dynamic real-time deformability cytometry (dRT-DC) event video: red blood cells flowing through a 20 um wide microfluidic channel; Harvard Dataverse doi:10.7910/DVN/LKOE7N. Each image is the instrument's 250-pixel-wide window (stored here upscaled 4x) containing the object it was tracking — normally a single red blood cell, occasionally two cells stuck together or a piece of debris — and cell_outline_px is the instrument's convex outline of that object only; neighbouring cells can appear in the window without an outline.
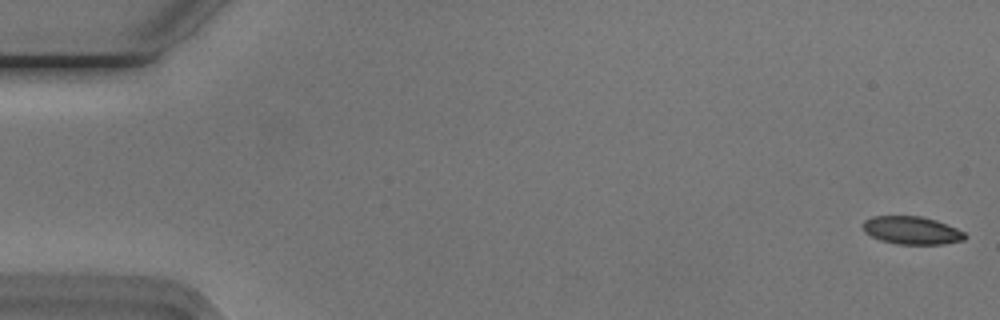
{"species": "Egyptian fruit bat (a non-hibernating species)", "species_latin": "Rousettus aegyptiacus", "temperature_condition": "cold", "stored_images_in_passage": 55, "camera_frame_rate_fps": 3000, "um_per_image_px": 0.085, "animal": {"sex": "male"}, "frame": {"image": 1, "passage_image": 1, "time_ms": 0.0, "image_size_px": [1000, 320], "cell_outline_px": [[968, 236], [964, 240], [944, 244], [896, 244], [880, 240], [864, 232], [864, 220], [872, 216], [920, 216], [936, 220], [956, 228], [964, 232]], "centroid_in_image_um": [77.51, 19.58], "position_along_channel_um": 7.5, "area_um2": 16.59}}
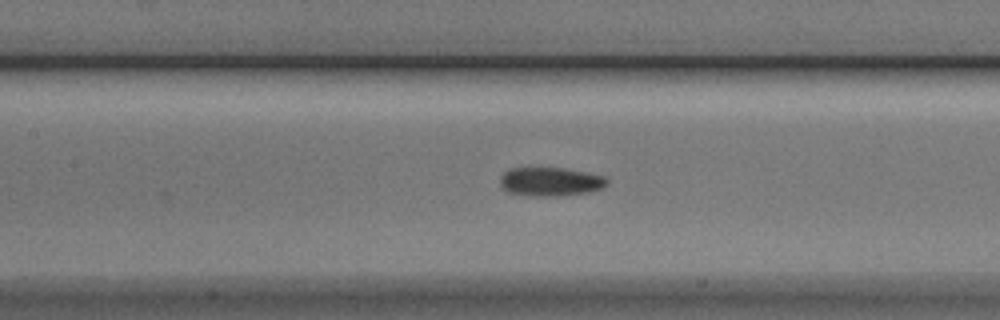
{"frame": {"image": 2, "passage_image": 25, "time_ms": 8.0, "image_size_px": [1000, 320], "cell_outline_px": [[608, 184], [604, 188], [588, 192], [556, 196], [532, 196], [508, 192], [500, 184], [500, 176], [508, 168], [564, 168], [604, 176], [608, 180]], "centroid_in_image_um": [46.78, 15.44], "position_along_channel_um": 160.6, "area_um2": 17.92}}
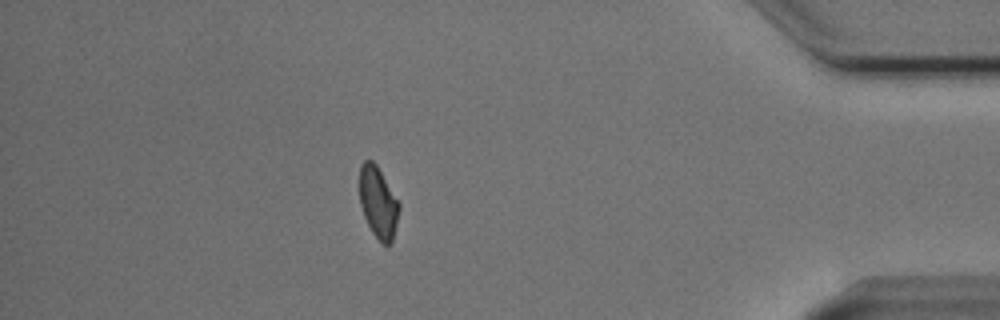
{"frame": {"image": 3, "passage_image": 48, "time_ms": 15.667, "image_size_px": [1000, 320], "cell_outline_px": [[400, 208], [392, 240], [388, 244], [384, 244], [372, 232], [364, 216], [360, 204], [360, 164], [364, 160], [372, 160], [376, 164], [400, 204]], "centroid_in_image_um": [32.13, 17.17], "position_along_channel_um": 403.1, "area_um2": 16.13}, "authors_computed_cell_mechanics": {"area_um2": 17.4556, "velocity_mm_per_s": 3.7532, "shape_relaxation_time_tau1_ms": 3.9273, "shape_relaxation_time_tau2_ms": 2.7504, "deformation_change_tau1": 0.0884, "deformation_change_tau2": 0.0709}}